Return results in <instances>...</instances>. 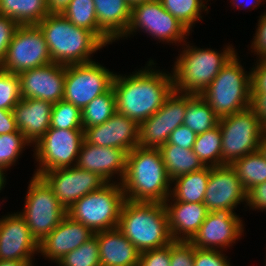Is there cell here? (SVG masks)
I'll list each match as a JSON object with an SVG mask.
<instances>
[{
	"label": "cell",
	"instance_id": "20",
	"mask_svg": "<svg viewBox=\"0 0 266 266\" xmlns=\"http://www.w3.org/2000/svg\"><path fill=\"white\" fill-rule=\"evenodd\" d=\"M138 131L135 121L118 112L103 124L83 129L87 143L123 149L126 153L138 146Z\"/></svg>",
	"mask_w": 266,
	"mask_h": 266
},
{
	"label": "cell",
	"instance_id": "29",
	"mask_svg": "<svg viewBox=\"0 0 266 266\" xmlns=\"http://www.w3.org/2000/svg\"><path fill=\"white\" fill-rule=\"evenodd\" d=\"M0 14L18 25H37L49 11L46 0H0Z\"/></svg>",
	"mask_w": 266,
	"mask_h": 266
},
{
	"label": "cell",
	"instance_id": "13",
	"mask_svg": "<svg viewBox=\"0 0 266 266\" xmlns=\"http://www.w3.org/2000/svg\"><path fill=\"white\" fill-rule=\"evenodd\" d=\"M114 75L95 61L66 65L63 100L82 110L112 87Z\"/></svg>",
	"mask_w": 266,
	"mask_h": 266
},
{
	"label": "cell",
	"instance_id": "39",
	"mask_svg": "<svg viewBox=\"0 0 266 266\" xmlns=\"http://www.w3.org/2000/svg\"><path fill=\"white\" fill-rule=\"evenodd\" d=\"M21 99L19 75L0 68V109L13 110Z\"/></svg>",
	"mask_w": 266,
	"mask_h": 266
},
{
	"label": "cell",
	"instance_id": "21",
	"mask_svg": "<svg viewBox=\"0 0 266 266\" xmlns=\"http://www.w3.org/2000/svg\"><path fill=\"white\" fill-rule=\"evenodd\" d=\"M127 153L123 149L96 146L83 141L76 166L97 173L107 183L117 175L122 182L126 171ZM113 176V177H112Z\"/></svg>",
	"mask_w": 266,
	"mask_h": 266
},
{
	"label": "cell",
	"instance_id": "23",
	"mask_svg": "<svg viewBox=\"0 0 266 266\" xmlns=\"http://www.w3.org/2000/svg\"><path fill=\"white\" fill-rule=\"evenodd\" d=\"M52 107L45 100L22 98L13 108L18 130L31 144H36L50 128Z\"/></svg>",
	"mask_w": 266,
	"mask_h": 266
},
{
	"label": "cell",
	"instance_id": "1",
	"mask_svg": "<svg viewBox=\"0 0 266 266\" xmlns=\"http://www.w3.org/2000/svg\"><path fill=\"white\" fill-rule=\"evenodd\" d=\"M154 64L151 59L148 66L129 76L115 73L112 82L116 111L138 125L157 112L174 90L172 74L153 69Z\"/></svg>",
	"mask_w": 266,
	"mask_h": 266
},
{
	"label": "cell",
	"instance_id": "9",
	"mask_svg": "<svg viewBox=\"0 0 266 266\" xmlns=\"http://www.w3.org/2000/svg\"><path fill=\"white\" fill-rule=\"evenodd\" d=\"M27 190L25 208L18 213L40 243L67 215V210L40 176L33 175Z\"/></svg>",
	"mask_w": 266,
	"mask_h": 266
},
{
	"label": "cell",
	"instance_id": "3",
	"mask_svg": "<svg viewBox=\"0 0 266 266\" xmlns=\"http://www.w3.org/2000/svg\"><path fill=\"white\" fill-rule=\"evenodd\" d=\"M52 61L69 65L93 61L91 55L105 45L89 30L77 27L59 13H49L37 24Z\"/></svg>",
	"mask_w": 266,
	"mask_h": 266
},
{
	"label": "cell",
	"instance_id": "48",
	"mask_svg": "<svg viewBox=\"0 0 266 266\" xmlns=\"http://www.w3.org/2000/svg\"><path fill=\"white\" fill-rule=\"evenodd\" d=\"M250 108L266 130V93H251Z\"/></svg>",
	"mask_w": 266,
	"mask_h": 266
},
{
	"label": "cell",
	"instance_id": "46",
	"mask_svg": "<svg viewBox=\"0 0 266 266\" xmlns=\"http://www.w3.org/2000/svg\"><path fill=\"white\" fill-rule=\"evenodd\" d=\"M259 18L258 27L251 44V51L254 52V55L256 53L261 59L266 58V12Z\"/></svg>",
	"mask_w": 266,
	"mask_h": 266
},
{
	"label": "cell",
	"instance_id": "28",
	"mask_svg": "<svg viewBox=\"0 0 266 266\" xmlns=\"http://www.w3.org/2000/svg\"><path fill=\"white\" fill-rule=\"evenodd\" d=\"M159 150L171 181L205 167L192 149H184L166 142Z\"/></svg>",
	"mask_w": 266,
	"mask_h": 266
},
{
	"label": "cell",
	"instance_id": "2",
	"mask_svg": "<svg viewBox=\"0 0 266 266\" xmlns=\"http://www.w3.org/2000/svg\"><path fill=\"white\" fill-rule=\"evenodd\" d=\"M171 184L159 148L136 146L127 153L121 182L126 200L164 203L170 196Z\"/></svg>",
	"mask_w": 266,
	"mask_h": 266
},
{
	"label": "cell",
	"instance_id": "49",
	"mask_svg": "<svg viewBox=\"0 0 266 266\" xmlns=\"http://www.w3.org/2000/svg\"><path fill=\"white\" fill-rule=\"evenodd\" d=\"M18 131L12 110L0 109V135Z\"/></svg>",
	"mask_w": 266,
	"mask_h": 266
},
{
	"label": "cell",
	"instance_id": "30",
	"mask_svg": "<svg viewBox=\"0 0 266 266\" xmlns=\"http://www.w3.org/2000/svg\"><path fill=\"white\" fill-rule=\"evenodd\" d=\"M61 14L77 27L91 31L105 46L113 42L98 26L93 0H71Z\"/></svg>",
	"mask_w": 266,
	"mask_h": 266
},
{
	"label": "cell",
	"instance_id": "54",
	"mask_svg": "<svg viewBox=\"0 0 266 266\" xmlns=\"http://www.w3.org/2000/svg\"><path fill=\"white\" fill-rule=\"evenodd\" d=\"M4 171L6 172V170L2 167H0V191L3 189V187H5V184H6V178H5V173Z\"/></svg>",
	"mask_w": 266,
	"mask_h": 266
},
{
	"label": "cell",
	"instance_id": "17",
	"mask_svg": "<svg viewBox=\"0 0 266 266\" xmlns=\"http://www.w3.org/2000/svg\"><path fill=\"white\" fill-rule=\"evenodd\" d=\"M66 65H48L20 72L22 98L40 99L52 104L63 100Z\"/></svg>",
	"mask_w": 266,
	"mask_h": 266
},
{
	"label": "cell",
	"instance_id": "41",
	"mask_svg": "<svg viewBox=\"0 0 266 266\" xmlns=\"http://www.w3.org/2000/svg\"><path fill=\"white\" fill-rule=\"evenodd\" d=\"M223 250L198 249L194 247V266H232Z\"/></svg>",
	"mask_w": 266,
	"mask_h": 266
},
{
	"label": "cell",
	"instance_id": "52",
	"mask_svg": "<svg viewBox=\"0 0 266 266\" xmlns=\"http://www.w3.org/2000/svg\"><path fill=\"white\" fill-rule=\"evenodd\" d=\"M234 1H235V2H234ZM240 1H241V0H232V4H233V6H235V5L237 6V5H238L236 8H238L239 6H241V8H242V7L244 8V6H247L246 4H247L248 1H247V2L245 1V2H246V3H245V2L242 0V3H243L244 5H243V4L240 5V3H241ZM236 2H238L239 4L236 3ZM260 2H262V0H254V3L252 2L253 4L250 3V7H252V6H253L252 8H256V7H258V6L261 4ZM248 3H249V2H248ZM248 5H249V4H248Z\"/></svg>",
	"mask_w": 266,
	"mask_h": 266
},
{
	"label": "cell",
	"instance_id": "45",
	"mask_svg": "<svg viewBox=\"0 0 266 266\" xmlns=\"http://www.w3.org/2000/svg\"><path fill=\"white\" fill-rule=\"evenodd\" d=\"M251 72V93H266V58H259Z\"/></svg>",
	"mask_w": 266,
	"mask_h": 266
},
{
	"label": "cell",
	"instance_id": "6",
	"mask_svg": "<svg viewBox=\"0 0 266 266\" xmlns=\"http://www.w3.org/2000/svg\"><path fill=\"white\" fill-rule=\"evenodd\" d=\"M238 57L235 54L201 94L219 119L250 107L251 72H245Z\"/></svg>",
	"mask_w": 266,
	"mask_h": 266
},
{
	"label": "cell",
	"instance_id": "11",
	"mask_svg": "<svg viewBox=\"0 0 266 266\" xmlns=\"http://www.w3.org/2000/svg\"><path fill=\"white\" fill-rule=\"evenodd\" d=\"M47 43L37 25H19L14 32L0 68L19 74L52 63Z\"/></svg>",
	"mask_w": 266,
	"mask_h": 266
},
{
	"label": "cell",
	"instance_id": "27",
	"mask_svg": "<svg viewBox=\"0 0 266 266\" xmlns=\"http://www.w3.org/2000/svg\"><path fill=\"white\" fill-rule=\"evenodd\" d=\"M210 175V166L180 176L172 183L175 185L166 200L173 202L204 203V196Z\"/></svg>",
	"mask_w": 266,
	"mask_h": 266
},
{
	"label": "cell",
	"instance_id": "44",
	"mask_svg": "<svg viewBox=\"0 0 266 266\" xmlns=\"http://www.w3.org/2000/svg\"><path fill=\"white\" fill-rule=\"evenodd\" d=\"M196 133L187 126L180 125L171 132L168 143L175 144L184 149H193Z\"/></svg>",
	"mask_w": 266,
	"mask_h": 266
},
{
	"label": "cell",
	"instance_id": "51",
	"mask_svg": "<svg viewBox=\"0 0 266 266\" xmlns=\"http://www.w3.org/2000/svg\"><path fill=\"white\" fill-rule=\"evenodd\" d=\"M0 266H33L28 260H0Z\"/></svg>",
	"mask_w": 266,
	"mask_h": 266
},
{
	"label": "cell",
	"instance_id": "35",
	"mask_svg": "<svg viewBox=\"0 0 266 266\" xmlns=\"http://www.w3.org/2000/svg\"><path fill=\"white\" fill-rule=\"evenodd\" d=\"M171 15H173L184 27L192 31L193 25L201 21L202 8L208 11L205 6L206 0H159Z\"/></svg>",
	"mask_w": 266,
	"mask_h": 266
},
{
	"label": "cell",
	"instance_id": "26",
	"mask_svg": "<svg viewBox=\"0 0 266 266\" xmlns=\"http://www.w3.org/2000/svg\"><path fill=\"white\" fill-rule=\"evenodd\" d=\"M99 28L114 42L130 23L131 6L126 0H93Z\"/></svg>",
	"mask_w": 266,
	"mask_h": 266
},
{
	"label": "cell",
	"instance_id": "12",
	"mask_svg": "<svg viewBox=\"0 0 266 266\" xmlns=\"http://www.w3.org/2000/svg\"><path fill=\"white\" fill-rule=\"evenodd\" d=\"M143 29V30H142ZM142 30L149 33L153 39L160 42H185L190 31L184 27L173 15L162 6L159 0L140 3L131 7L130 23L126 33L121 37H128ZM134 32V33H133Z\"/></svg>",
	"mask_w": 266,
	"mask_h": 266
},
{
	"label": "cell",
	"instance_id": "33",
	"mask_svg": "<svg viewBox=\"0 0 266 266\" xmlns=\"http://www.w3.org/2000/svg\"><path fill=\"white\" fill-rule=\"evenodd\" d=\"M81 112L83 129L105 123L117 112L113 88L95 97Z\"/></svg>",
	"mask_w": 266,
	"mask_h": 266
},
{
	"label": "cell",
	"instance_id": "16",
	"mask_svg": "<svg viewBox=\"0 0 266 266\" xmlns=\"http://www.w3.org/2000/svg\"><path fill=\"white\" fill-rule=\"evenodd\" d=\"M243 226V221L233 210L217 209L208 212L190 242L198 249L224 250L240 239L244 231Z\"/></svg>",
	"mask_w": 266,
	"mask_h": 266
},
{
	"label": "cell",
	"instance_id": "19",
	"mask_svg": "<svg viewBox=\"0 0 266 266\" xmlns=\"http://www.w3.org/2000/svg\"><path fill=\"white\" fill-rule=\"evenodd\" d=\"M39 253V242L32 235L24 218L18 213L0 219V260H28Z\"/></svg>",
	"mask_w": 266,
	"mask_h": 266
},
{
	"label": "cell",
	"instance_id": "31",
	"mask_svg": "<svg viewBox=\"0 0 266 266\" xmlns=\"http://www.w3.org/2000/svg\"><path fill=\"white\" fill-rule=\"evenodd\" d=\"M218 121L219 118L201 95L187 93L184 126L198 135L216 127Z\"/></svg>",
	"mask_w": 266,
	"mask_h": 266
},
{
	"label": "cell",
	"instance_id": "40",
	"mask_svg": "<svg viewBox=\"0 0 266 266\" xmlns=\"http://www.w3.org/2000/svg\"><path fill=\"white\" fill-rule=\"evenodd\" d=\"M170 266H194V246L190 241L170 243Z\"/></svg>",
	"mask_w": 266,
	"mask_h": 266
},
{
	"label": "cell",
	"instance_id": "47",
	"mask_svg": "<svg viewBox=\"0 0 266 266\" xmlns=\"http://www.w3.org/2000/svg\"><path fill=\"white\" fill-rule=\"evenodd\" d=\"M246 203L250 209L266 210V181L247 191Z\"/></svg>",
	"mask_w": 266,
	"mask_h": 266
},
{
	"label": "cell",
	"instance_id": "25",
	"mask_svg": "<svg viewBox=\"0 0 266 266\" xmlns=\"http://www.w3.org/2000/svg\"><path fill=\"white\" fill-rule=\"evenodd\" d=\"M98 241L101 266L139 265L140 251L118 229L94 233Z\"/></svg>",
	"mask_w": 266,
	"mask_h": 266
},
{
	"label": "cell",
	"instance_id": "4",
	"mask_svg": "<svg viewBox=\"0 0 266 266\" xmlns=\"http://www.w3.org/2000/svg\"><path fill=\"white\" fill-rule=\"evenodd\" d=\"M140 251L162 248L173 240L164 203H123L117 227Z\"/></svg>",
	"mask_w": 266,
	"mask_h": 266
},
{
	"label": "cell",
	"instance_id": "53",
	"mask_svg": "<svg viewBox=\"0 0 266 266\" xmlns=\"http://www.w3.org/2000/svg\"><path fill=\"white\" fill-rule=\"evenodd\" d=\"M259 151L266 158V132L263 134V136L259 142Z\"/></svg>",
	"mask_w": 266,
	"mask_h": 266
},
{
	"label": "cell",
	"instance_id": "32",
	"mask_svg": "<svg viewBox=\"0 0 266 266\" xmlns=\"http://www.w3.org/2000/svg\"><path fill=\"white\" fill-rule=\"evenodd\" d=\"M231 166L246 192L266 181V158L259 150L235 160Z\"/></svg>",
	"mask_w": 266,
	"mask_h": 266
},
{
	"label": "cell",
	"instance_id": "36",
	"mask_svg": "<svg viewBox=\"0 0 266 266\" xmlns=\"http://www.w3.org/2000/svg\"><path fill=\"white\" fill-rule=\"evenodd\" d=\"M50 128L83 129L81 109L65 100L53 104Z\"/></svg>",
	"mask_w": 266,
	"mask_h": 266
},
{
	"label": "cell",
	"instance_id": "18",
	"mask_svg": "<svg viewBox=\"0 0 266 266\" xmlns=\"http://www.w3.org/2000/svg\"><path fill=\"white\" fill-rule=\"evenodd\" d=\"M244 190L236 171L231 165L210 166V175L204 196L208 212L217 209H234L246 202Z\"/></svg>",
	"mask_w": 266,
	"mask_h": 266
},
{
	"label": "cell",
	"instance_id": "22",
	"mask_svg": "<svg viewBox=\"0 0 266 266\" xmlns=\"http://www.w3.org/2000/svg\"><path fill=\"white\" fill-rule=\"evenodd\" d=\"M94 236L82 223L66 215L61 222L39 243V253L56 263Z\"/></svg>",
	"mask_w": 266,
	"mask_h": 266
},
{
	"label": "cell",
	"instance_id": "34",
	"mask_svg": "<svg viewBox=\"0 0 266 266\" xmlns=\"http://www.w3.org/2000/svg\"><path fill=\"white\" fill-rule=\"evenodd\" d=\"M192 150L205 166H221L222 135L219 124L198 134Z\"/></svg>",
	"mask_w": 266,
	"mask_h": 266
},
{
	"label": "cell",
	"instance_id": "5",
	"mask_svg": "<svg viewBox=\"0 0 266 266\" xmlns=\"http://www.w3.org/2000/svg\"><path fill=\"white\" fill-rule=\"evenodd\" d=\"M183 45L187 47L181 51L172 68L174 90L182 93L201 95L227 62L238 55L232 45H226L221 53L211 48Z\"/></svg>",
	"mask_w": 266,
	"mask_h": 266
},
{
	"label": "cell",
	"instance_id": "55",
	"mask_svg": "<svg viewBox=\"0 0 266 266\" xmlns=\"http://www.w3.org/2000/svg\"><path fill=\"white\" fill-rule=\"evenodd\" d=\"M126 1L132 7V6L140 4V3L151 2V1H154V0H126Z\"/></svg>",
	"mask_w": 266,
	"mask_h": 266
},
{
	"label": "cell",
	"instance_id": "8",
	"mask_svg": "<svg viewBox=\"0 0 266 266\" xmlns=\"http://www.w3.org/2000/svg\"><path fill=\"white\" fill-rule=\"evenodd\" d=\"M218 124L222 135L221 165H231L259 150V142L266 132L250 107L220 118Z\"/></svg>",
	"mask_w": 266,
	"mask_h": 266
},
{
	"label": "cell",
	"instance_id": "10",
	"mask_svg": "<svg viewBox=\"0 0 266 266\" xmlns=\"http://www.w3.org/2000/svg\"><path fill=\"white\" fill-rule=\"evenodd\" d=\"M83 141V129L49 128L33 145L35 160L39 162L33 175L39 176L53 169L76 166Z\"/></svg>",
	"mask_w": 266,
	"mask_h": 266
},
{
	"label": "cell",
	"instance_id": "14",
	"mask_svg": "<svg viewBox=\"0 0 266 266\" xmlns=\"http://www.w3.org/2000/svg\"><path fill=\"white\" fill-rule=\"evenodd\" d=\"M187 93L173 90L162 107L139 124L138 146L160 148L178 126L183 125Z\"/></svg>",
	"mask_w": 266,
	"mask_h": 266
},
{
	"label": "cell",
	"instance_id": "38",
	"mask_svg": "<svg viewBox=\"0 0 266 266\" xmlns=\"http://www.w3.org/2000/svg\"><path fill=\"white\" fill-rule=\"evenodd\" d=\"M31 143L21 131L0 135V167L9 169L21 155L23 148Z\"/></svg>",
	"mask_w": 266,
	"mask_h": 266
},
{
	"label": "cell",
	"instance_id": "37",
	"mask_svg": "<svg viewBox=\"0 0 266 266\" xmlns=\"http://www.w3.org/2000/svg\"><path fill=\"white\" fill-rule=\"evenodd\" d=\"M57 264L59 266H101L96 237L93 236L87 242L66 254Z\"/></svg>",
	"mask_w": 266,
	"mask_h": 266
},
{
	"label": "cell",
	"instance_id": "42",
	"mask_svg": "<svg viewBox=\"0 0 266 266\" xmlns=\"http://www.w3.org/2000/svg\"><path fill=\"white\" fill-rule=\"evenodd\" d=\"M139 266H170V244L140 252Z\"/></svg>",
	"mask_w": 266,
	"mask_h": 266
},
{
	"label": "cell",
	"instance_id": "24",
	"mask_svg": "<svg viewBox=\"0 0 266 266\" xmlns=\"http://www.w3.org/2000/svg\"><path fill=\"white\" fill-rule=\"evenodd\" d=\"M164 206L172 240L190 241L198 232L208 214L204 203L170 202Z\"/></svg>",
	"mask_w": 266,
	"mask_h": 266
},
{
	"label": "cell",
	"instance_id": "50",
	"mask_svg": "<svg viewBox=\"0 0 266 266\" xmlns=\"http://www.w3.org/2000/svg\"><path fill=\"white\" fill-rule=\"evenodd\" d=\"M71 0H46V5L49 13L61 14Z\"/></svg>",
	"mask_w": 266,
	"mask_h": 266
},
{
	"label": "cell",
	"instance_id": "7",
	"mask_svg": "<svg viewBox=\"0 0 266 266\" xmlns=\"http://www.w3.org/2000/svg\"><path fill=\"white\" fill-rule=\"evenodd\" d=\"M125 200L120 182L106 183L77 200L67 210V215L93 233L117 228Z\"/></svg>",
	"mask_w": 266,
	"mask_h": 266
},
{
	"label": "cell",
	"instance_id": "43",
	"mask_svg": "<svg viewBox=\"0 0 266 266\" xmlns=\"http://www.w3.org/2000/svg\"><path fill=\"white\" fill-rule=\"evenodd\" d=\"M18 26L12 18L0 14V66Z\"/></svg>",
	"mask_w": 266,
	"mask_h": 266
},
{
	"label": "cell",
	"instance_id": "15",
	"mask_svg": "<svg viewBox=\"0 0 266 266\" xmlns=\"http://www.w3.org/2000/svg\"><path fill=\"white\" fill-rule=\"evenodd\" d=\"M68 210L77 200L99 190L107 182L97 173L77 166L57 168L39 175Z\"/></svg>",
	"mask_w": 266,
	"mask_h": 266
}]
</instances>
